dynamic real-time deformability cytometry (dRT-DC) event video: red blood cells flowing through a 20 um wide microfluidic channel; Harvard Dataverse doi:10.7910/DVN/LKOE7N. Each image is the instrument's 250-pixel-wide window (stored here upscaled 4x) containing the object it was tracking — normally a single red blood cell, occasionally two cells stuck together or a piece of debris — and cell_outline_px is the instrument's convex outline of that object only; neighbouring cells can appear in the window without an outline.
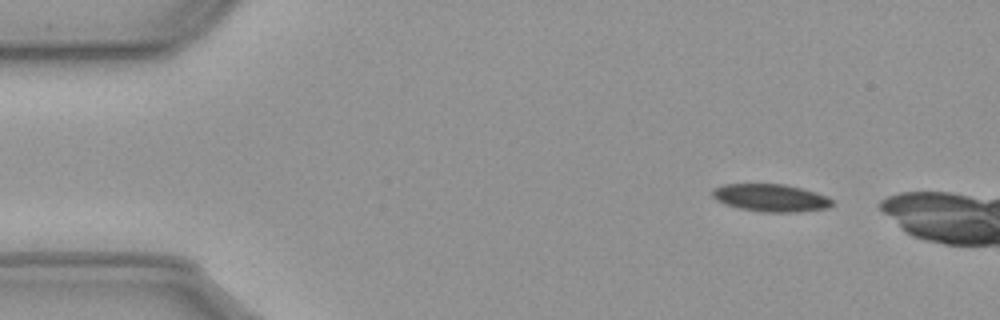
{"species": "common noctule bat (a hibernating species)", "species_latin": "Nyctalus noctula", "temperature_condition": "cold", "stored_images_in_passage": 44, "camera_frame_rate_fps": 3000, "um_per_image_px": 0.085, "animal": {"sex": "male", "body_mass_g": 23.1, "forearm_length_mm": 52.7}, "frame": {"image": 1, "passage_image": 1, "time_ms": 0.0, "image_size_px": [1000, 320], "cell_outline_px": [[832, 204], [828, 208], [796, 212], [764, 212], [740, 208], [716, 200], [712, 196], [712, 188], [724, 184], [784, 184], [816, 192], [828, 196], [832, 200]], "centroid_in_image_um": [65.51, 16.81], "position_along_channel_um": 19.5, "area_um2": 19.13}}
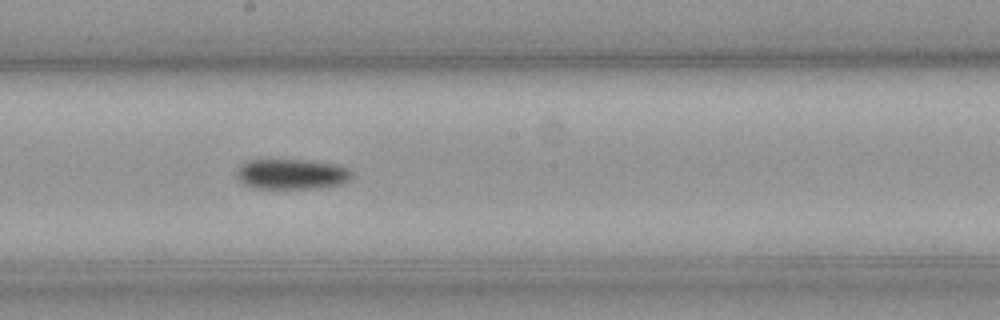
{"frame": {"image": 2, "passage_image": 25, "time_ms": 8.0, "image_size_px": [1000, 320], "cell_outline_px": [[352, 176], [344, 184], [324, 188], [284, 192], [252, 188], [244, 184], [236, 176], [236, 172], [240, 164], [248, 160], [308, 160], [336, 164], [348, 168], [352, 172]], "centroid_in_image_um": [24.79, 14.86], "position_along_channel_um": 223.4, "area_um2": 21.62}}
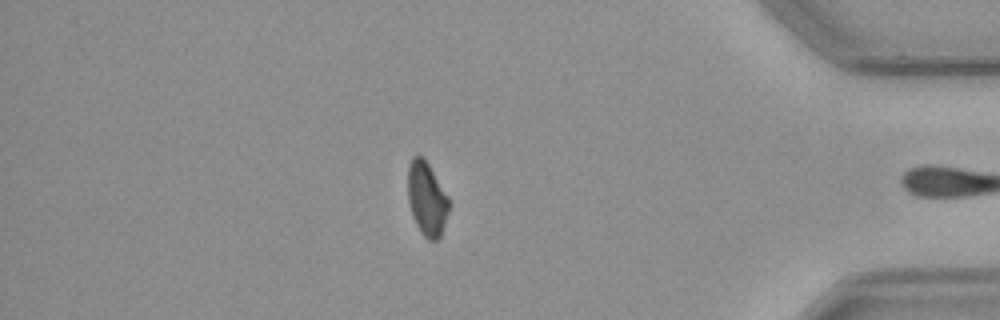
{"frame": {"image": 3, "passage_image": 43, "time_ms": 14.0, "image_size_px": [1000, 320], "cell_outline_px": [[448, 212], [440, 236], [436, 240], [428, 240], [420, 232], [416, 224], [408, 200], [408, 168], [412, 156], [424, 156], [448, 196]], "centroid_in_image_um": [36.27, 16.87], "position_along_channel_um": 398.9, "area_um2": 17.46}}